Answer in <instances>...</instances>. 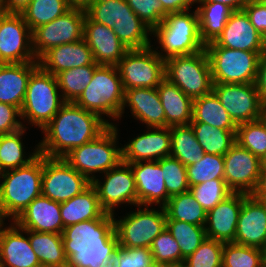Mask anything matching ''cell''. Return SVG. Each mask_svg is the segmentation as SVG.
<instances>
[{"label":"cell","instance_id":"cell-24","mask_svg":"<svg viewBox=\"0 0 266 267\" xmlns=\"http://www.w3.org/2000/svg\"><path fill=\"white\" fill-rule=\"evenodd\" d=\"M132 169L138 205L164 207L168 202L163 170L158 161L128 163Z\"/></svg>","mask_w":266,"mask_h":267},{"label":"cell","instance_id":"cell-54","mask_svg":"<svg viewBox=\"0 0 266 267\" xmlns=\"http://www.w3.org/2000/svg\"><path fill=\"white\" fill-rule=\"evenodd\" d=\"M254 84L259 92L260 99L264 104H266V51L260 57Z\"/></svg>","mask_w":266,"mask_h":267},{"label":"cell","instance_id":"cell-17","mask_svg":"<svg viewBox=\"0 0 266 267\" xmlns=\"http://www.w3.org/2000/svg\"><path fill=\"white\" fill-rule=\"evenodd\" d=\"M224 157V180L233 192L251 194L258 183L261 160L235 143Z\"/></svg>","mask_w":266,"mask_h":267},{"label":"cell","instance_id":"cell-62","mask_svg":"<svg viewBox=\"0 0 266 267\" xmlns=\"http://www.w3.org/2000/svg\"><path fill=\"white\" fill-rule=\"evenodd\" d=\"M146 267H160V263L153 260L151 263H149Z\"/></svg>","mask_w":266,"mask_h":267},{"label":"cell","instance_id":"cell-30","mask_svg":"<svg viewBox=\"0 0 266 267\" xmlns=\"http://www.w3.org/2000/svg\"><path fill=\"white\" fill-rule=\"evenodd\" d=\"M64 228L81 221L105 217L108 213L101 207L95 187L90 184L80 194L60 203Z\"/></svg>","mask_w":266,"mask_h":267},{"label":"cell","instance_id":"cell-11","mask_svg":"<svg viewBox=\"0 0 266 267\" xmlns=\"http://www.w3.org/2000/svg\"><path fill=\"white\" fill-rule=\"evenodd\" d=\"M153 47L152 44L143 49H129L117 63L124 90L157 88L165 79V60Z\"/></svg>","mask_w":266,"mask_h":267},{"label":"cell","instance_id":"cell-64","mask_svg":"<svg viewBox=\"0 0 266 267\" xmlns=\"http://www.w3.org/2000/svg\"><path fill=\"white\" fill-rule=\"evenodd\" d=\"M4 13L3 6H2V0H0V15Z\"/></svg>","mask_w":266,"mask_h":267},{"label":"cell","instance_id":"cell-25","mask_svg":"<svg viewBox=\"0 0 266 267\" xmlns=\"http://www.w3.org/2000/svg\"><path fill=\"white\" fill-rule=\"evenodd\" d=\"M23 230L62 234L60 203L43 195L35 198L13 221Z\"/></svg>","mask_w":266,"mask_h":267},{"label":"cell","instance_id":"cell-6","mask_svg":"<svg viewBox=\"0 0 266 267\" xmlns=\"http://www.w3.org/2000/svg\"><path fill=\"white\" fill-rule=\"evenodd\" d=\"M117 125H109L92 141L72 149L63 158L90 182L122 161Z\"/></svg>","mask_w":266,"mask_h":267},{"label":"cell","instance_id":"cell-67","mask_svg":"<svg viewBox=\"0 0 266 267\" xmlns=\"http://www.w3.org/2000/svg\"><path fill=\"white\" fill-rule=\"evenodd\" d=\"M263 43H264V47L266 49V34L263 36Z\"/></svg>","mask_w":266,"mask_h":267},{"label":"cell","instance_id":"cell-66","mask_svg":"<svg viewBox=\"0 0 266 267\" xmlns=\"http://www.w3.org/2000/svg\"><path fill=\"white\" fill-rule=\"evenodd\" d=\"M105 267H116V264L114 263V262H111V263H109L107 266H105Z\"/></svg>","mask_w":266,"mask_h":267},{"label":"cell","instance_id":"cell-28","mask_svg":"<svg viewBox=\"0 0 266 267\" xmlns=\"http://www.w3.org/2000/svg\"><path fill=\"white\" fill-rule=\"evenodd\" d=\"M39 67L38 61L0 63V102L22 108L31 74Z\"/></svg>","mask_w":266,"mask_h":267},{"label":"cell","instance_id":"cell-27","mask_svg":"<svg viewBox=\"0 0 266 267\" xmlns=\"http://www.w3.org/2000/svg\"><path fill=\"white\" fill-rule=\"evenodd\" d=\"M39 66L46 72L57 76L60 72L95 63L91 49L84 39L79 42L55 46L39 59Z\"/></svg>","mask_w":266,"mask_h":267},{"label":"cell","instance_id":"cell-21","mask_svg":"<svg viewBox=\"0 0 266 267\" xmlns=\"http://www.w3.org/2000/svg\"><path fill=\"white\" fill-rule=\"evenodd\" d=\"M83 39L98 65L116 66L129 50L112 28L92 21L87 15L84 20Z\"/></svg>","mask_w":266,"mask_h":267},{"label":"cell","instance_id":"cell-2","mask_svg":"<svg viewBox=\"0 0 266 267\" xmlns=\"http://www.w3.org/2000/svg\"><path fill=\"white\" fill-rule=\"evenodd\" d=\"M109 124L98 114L74 102H65L41 130L39 152L49 158H63L72 149L95 139Z\"/></svg>","mask_w":266,"mask_h":267},{"label":"cell","instance_id":"cell-68","mask_svg":"<svg viewBox=\"0 0 266 267\" xmlns=\"http://www.w3.org/2000/svg\"><path fill=\"white\" fill-rule=\"evenodd\" d=\"M259 1L262 5L266 6V0H257Z\"/></svg>","mask_w":266,"mask_h":267},{"label":"cell","instance_id":"cell-15","mask_svg":"<svg viewBox=\"0 0 266 267\" xmlns=\"http://www.w3.org/2000/svg\"><path fill=\"white\" fill-rule=\"evenodd\" d=\"M38 61L32 50V31L21 14L0 15V63Z\"/></svg>","mask_w":266,"mask_h":267},{"label":"cell","instance_id":"cell-36","mask_svg":"<svg viewBox=\"0 0 266 267\" xmlns=\"http://www.w3.org/2000/svg\"><path fill=\"white\" fill-rule=\"evenodd\" d=\"M164 209L167 215L166 219L205 226L207 212L194 198L190 190L170 197Z\"/></svg>","mask_w":266,"mask_h":267},{"label":"cell","instance_id":"cell-38","mask_svg":"<svg viewBox=\"0 0 266 267\" xmlns=\"http://www.w3.org/2000/svg\"><path fill=\"white\" fill-rule=\"evenodd\" d=\"M112 29L128 49H143L152 45V29L139 17H122Z\"/></svg>","mask_w":266,"mask_h":267},{"label":"cell","instance_id":"cell-22","mask_svg":"<svg viewBox=\"0 0 266 267\" xmlns=\"http://www.w3.org/2000/svg\"><path fill=\"white\" fill-rule=\"evenodd\" d=\"M234 243L260 249L266 247V202L251 194L243 200Z\"/></svg>","mask_w":266,"mask_h":267},{"label":"cell","instance_id":"cell-13","mask_svg":"<svg viewBox=\"0 0 266 267\" xmlns=\"http://www.w3.org/2000/svg\"><path fill=\"white\" fill-rule=\"evenodd\" d=\"M91 182L64 158L43 155L42 195L58 203L80 194Z\"/></svg>","mask_w":266,"mask_h":267},{"label":"cell","instance_id":"cell-58","mask_svg":"<svg viewBox=\"0 0 266 267\" xmlns=\"http://www.w3.org/2000/svg\"><path fill=\"white\" fill-rule=\"evenodd\" d=\"M251 0H200V2H218L229 6L233 11L243 10Z\"/></svg>","mask_w":266,"mask_h":267},{"label":"cell","instance_id":"cell-48","mask_svg":"<svg viewBox=\"0 0 266 267\" xmlns=\"http://www.w3.org/2000/svg\"><path fill=\"white\" fill-rule=\"evenodd\" d=\"M224 242L205 238L201 245L184 259L185 267H222Z\"/></svg>","mask_w":266,"mask_h":267},{"label":"cell","instance_id":"cell-16","mask_svg":"<svg viewBox=\"0 0 266 267\" xmlns=\"http://www.w3.org/2000/svg\"><path fill=\"white\" fill-rule=\"evenodd\" d=\"M213 92L236 125L261 118L264 103L254 83H214Z\"/></svg>","mask_w":266,"mask_h":267},{"label":"cell","instance_id":"cell-63","mask_svg":"<svg viewBox=\"0 0 266 267\" xmlns=\"http://www.w3.org/2000/svg\"><path fill=\"white\" fill-rule=\"evenodd\" d=\"M262 168L261 170H266V157L261 160Z\"/></svg>","mask_w":266,"mask_h":267},{"label":"cell","instance_id":"cell-37","mask_svg":"<svg viewBox=\"0 0 266 267\" xmlns=\"http://www.w3.org/2000/svg\"><path fill=\"white\" fill-rule=\"evenodd\" d=\"M190 125L206 154L224 156L236 143V131L216 128L203 122H190Z\"/></svg>","mask_w":266,"mask_h":267},{"label":"cell","instance_id":"cell-42","mask_svg":"<svg viewBox=\"0 0 266 267\" xmlns=\"http://www.w3.org/2000/svg\"><path fill=\"white\" fill-rule=\"evenodd\" d=\"M85 12L92 21L109 28L122 17H138L126 0H96Z\"/></svg>","mask_w":266,"mask_h":267},{"label":"cell","instance_id":"cell-10","mask_svg":"<svg viewBox=\"0 0 266 267\" xmlns=\"http://www.w3.org/2000/svg\"><path fill=\"white\" fill-rule=\"evenodd\" d=\"M213 83H255L260 55L219 45H205Z\"/></svg>","mask_w":266,"mask_h":267},{"label":"cell","instance_id":"cell-7","mask_svg":"<svg viewBox=\"0 0 266 267\" xmlns=\"http://www.w3.org/2000/svg\"><path fill=\"white\" fill-rule=\"evenodd\" d=\"M59 92L57 77L39 66L28 82L20 109L21 121L42 130L65 103Z\"/></svg>","mask_w":266,"mask_h":267},{"label":"cell","instance_id":"cell-40","mask_svg":"<svg viewBox=\"0 0 266 267\" xmlns=\"http://www.w3.org/2000/svg\"><path fill=\"white\" fill-rule=\"evenodd\" d=\"M166 229L177 241L181 250V263L205 240L204 226L189 224L175 219H166Z\"/></svg>","mask_w":266,"mask_h":267},{"label":"cell","instance_id":"cell-46","mask_svg":"<svg viewBox=\"0 0 266 267\" xmlns=\"http://www.w3.org/2000/svg\"><path fill=\"white\" fill-rule=\"evenodd\" d=\"M157 161L163 170L168 199L189 190L187 169L180 160L168 156Z\"/></svg>","mask_w":266,"mask_h":267},{"label":"cell","instance_id":"cell-43","mask_svg":"<svg viewBox=\"0 0 266 267\" xmlns=\"http://www.w3.org/2000/svg\"><path fill=\"white\" fill-rule=\"evenodd\" d=\"M235 139L260 160L266 157V123L262 118L237 125Z\"/></svg>","mask_w":266,"mask_h":267},{"label":"cell","instance_id":"cell-20","mask_svg":"<svg viewBox=\"0 0 266 267\" xmlns=\"http://www.w3.org/2000/svg\"><path fill=\"white\" fill-rule=\"evenodd\" d=\"M207 45L257 52L260 56L266 51L263 37L251 24L244 10L233 11L221 34L214 42Z\"/></svg>","mask_w":266,"mask_h":267},{"label":"cell","instance_id":"cell-1","mask_svg":"<svg viewBox=\"0 0 266 267\" xmlns=\"http://www.w3.org/2000/svg\"><path fill=\"white\" fill-rule=\"evenodd\" d=\"M62 241L66 267L107 266L119 246L113 214L65 227Z\"/></svg>","mask_w":266,"mask_h":267},{"label":"cell","instance_id":"cell-50","mask_svg":"<svg viewBox=\"0 0 266 267\" xmlns=\"http://www.w3.org/2000/svg\"><path fill=\"white\" fill-rule=\"evenodd\" d=\"M127 2L134 13L152 30L168 14L159 0H127Z\"/></svg>","mask_w":266,"mask_h":267},{"label":"cell","instance_id":"cell-47","mask_svg":"<svg viewBox=\"0 0 266 267\" xmlns=\"http://www.w3.org/2000/svg\"><path fill=\"white\" fill-rule=\"evenodd\" d=\"M194 198L209 212L219 202L226 199L233 191L227 186L224 179L209 180L189 187Z\"/></svg>","mask_w":266,"mask_h":267},{"label":"cell","instance_id":"cell-35","mask_svg":"<svg viewBox=\"0 0 266 267\" xmlns=\"http://www.w3.org/2000/svg\"><path fill=\"white\" fill-rule=\"evenodd\" d=\"M171 157L180 160L185 166L199 161L205 154L196 139L191 125L170 127Z\"/></svg>","mask_w":266,"mask_h":267},{"label":"cell","instance_id":"cell-33","mask_svg":"<svg viewBox=\"0 0 266 267\" xmlns=\"http://www.w3.org/2000/svg\"><path fill=\"white\" fill-rule=\"evenodd\" d=\"M203 122L216 128L236 131L237 125L230 118L216 94H209L193 99L192 121Z\"/></svg>","mask_w":266,"mask_h":267},{"label":"cell","instance_id":"cell-60","mask_svg":"<svg viewBox=\"0 0 266 267\" xmlns=\"http://www.w3.org/2000/svg\"><path fill=\"white\" fill-rule=\"evenodd\" d=\"M160 267H185V266L184 263H165V264L160 263Z\"/></svg>","mask_w":266,"mask_h":267},{"label":"cell","instance_id":"cell-8","mask_svg":"<svg viewBox=\"0 0 266 267\" xmlns=\"http://www.w3.org/2000/svg\"><path fill=\"white\" fill-rule=\"evenodd\" d=\"M137 210L115 218L114 225L118 243L121 247L150 248L154 239L166 228V212L164 207L137 205ZM150 207V208H149Z\"/></svg>","mask_w":266,"mask_h":267},{"label":"cell","instance_id":"cell-31","mask_svg":"<svg viewBox=\"0 0 266 267\" xmlns=\"http://www.w3.org/2000/svg\"><path fill=\"white\" fill-rule=\"evenodd\" d=\"M42 267H66L62 234L24 230Z\"/></svg>","mask_w":266,"mask_h":267},{"label":"cell","instance_id":"cell-65","mask_svg":"<svg viewBox=\"0 0 266 267\" xmlns=\"http://www.w3.org/2000/svg\"><path fill=\"white\" fill-rule=\"evenodd\" d=\"M264 251V267H266V247L263 249Z\"/></svg>","mask_w":266,"mask_h":267},{"label":"cell","instance_id":"cell-18","mask_svg":"<svg viewBox=\"0 0 266 267\" xmlns=\"http://www.w3.org/2000/svg\"><path fill=\"white\" fill-rule=\"evenodd\" d=\"M146 131L121 146L123 162L157 161L170 156V127H147Z\"/></svg>","mask_w":266,"mask_h":267},{"label":"cell","instance_id":"cell-26","mask_svg":"<svg viewBox=\"0 0 266 267\" xmlns=\"http://www.w3.org/2000/svg\"><path fill=\"white\" fill-rule=\"evenodd\" d=\"M126 107L129 108L131 116L146 124V127H166L165 112L157 88L125 90L120 120L124 116Z\"/></svg>","mask_w":266,"mask_h":267},{"label":"cell","instance_id":"cell-19","mask_svg":"<svg viewBox=\"0 0 266 267\" xmlns=\"http://www.w3.org/2000/svg\"><path fill=\"white\" fill-rule=\"evenodd\" d=\"M10 223L7 226L0 221V267H42L28 234L13 221Z\"/></svg>","mask_w":266,"mask_h":267},{"label":"cell","instance_id":"cell-9","mask_svg":"<svg viewBox=\"0 0 266 267\" xmlns=\"http://www.w3.org/2000/svg\"><path fill=\"white\" fill-rule=\"evenodd\" d=\"M165 78L192 99L213 91L210 62L206 50L165 60Z\"/></svg>","mask_w":266,"mask_h":267},{"label":"cell","instance_id":"cell-55","mask_svg":"<svg viewBox=\"0 0 266 267\" xmlns=\"http://www.w3.org/2000/svg\"><path fill=\"white\" fill-rule=\"evenodd\" d=\"M162 4V8L167 13H175L187 11L194 6V4H198L200 0H159Z\"/></svg>","mask_w":266,"mask_h":267},{"label":"cell","instance_id":"cell-59","mask_svg":"<svg viewBox=\"0 0 266 267\" xmlns=\"http://www.w3.org/2000/svg\"><path fill=\"white\" fill-rule=\"evenodd\" d=\"M96 0H67L70 8L86 11Z\"/></svg>","mask_w":266,"mask_h":267},{"label":"cell","instance_id":"cell-23","mask_svg":"<svg viewBox=\"0 0 266 267\" xmlns=\"http://www.w3.org/2000/svg\"><path fill=\"white\" fill-rule=\"evenodd\" d=\"M249 194L233 192L207 212L205 231L206 237L224 243L234 242L238 216L243 200Z\"/></svg>","mask_w":266,"mask_h":267},{"label":"cell","instance_id":"cell-61","mask_svg":"<svg viewBox=\"0 0 266 267\" xmlns=\"http://www.w3.org/2000/svg\"><path fill=\"white\" fill-rule=\"evenodd\" d=\"M261 118L266 123V104L263 106Z\"/></svg>","mask_w":266,"mask_h":267},{"label":"cell","instance_id":"cell-56","mask_svg":"<svg viewBox=\"0 0 266 267\" xmlns=\"http://www.w3.org/2000/svg\"><path fill=\"white\" fill-rule=\"evenodd\" d=\"M31 2V0H2L4 13L20 14Z\"/></svg>","mask_w":266,"mask_h":267},{"label":"cell","instance_id":"cell-39","mask_svg":"<svg viewBox=\"0 0 266 267\" xmlns=\"http://www.w3.org/2000/svg\"><path fill=\"white\" fill-rule=\"evenodd\" d=\"M71 8L67 0H31L20 13L31 31L62 16Z\"/></svg>","mask_w":266,"mask_h":267},{"label":"cell","instance_id":"cell-5","mask_svg":"<svg viewBox=\"0 0 266 267\" xmlns=\"http://www.w3.org/2000/svg\"><path fill=\"white\" fill-rule=\"evenodd\" d=\"M125 90L118 69L113 65H98L91 82L74 101L81 108L98 114L109 125L120 120V112L124 103ZM107 119L105 118V116Z\"/></svg>","mask_w":266,"mask_h":267},{"label":"cell","instance_id":"cell-45","mask_svg":"<svg viewBox=\"0 0 266 267\" xmlns=\"http://www.w3.org/2000/svg\"><path fill=\"white\" fill-rule=\"evenodd\" d=\"M189 187L214 179H224V157L204 154L191 165L186 166Z\"/></svg>","mask_w":266,"mask_h":267},{"label":"cell","instance_id":"cell-53","mask_svg":"<svg viewBox=\"0 0 266 267\" xmlns=\"http://www.w3.org/2000/svg\"><path fill=\"white\" fill-rule=\"evenodd\" d=\"M243 10L246 12L251 24L263 37L266 34V6L257 0H251Z\"/></svg>","mask_w":266,"mask_h":267},{"label":"cell","instance_id":"cell-49","mask_svg":"<svg viewBox=\"0 0 266 267\" xmlns=\"http://www.w3.org/2000/svg\"><path fill=\"white\" fill-rule=\"evenodd\" d=\"M150 249L158 263H181L180 247L166 228L154 239Z\"/></svg>","mask_w":266,"mask_h":267},{"label":"cell","instance_id":"cell-3","mask_svg":"<svg viewBox=\"0 0 266 267\" xmlns=\"http://www.w3.org/2000/svg\"><path fill=\"white\" fill-rule=\"evenodd\" d=\"M43 155L29 164L0 173V221H14L37 197L42 195Z\"/></svg>","mask_w":266,"mask_h":267},{"label":"cell","instance_id":"cell-44","mask_svg":"<svg viewBox=\"0 0 266 267\" xmlns=\"http://www.w3.org/2000/svg\"><path fill=\"white\" fill-rule=\"evenodd\" d=\"M222 267H264V251L234 242L224 243Z\"/></svg>","mask_w":266,"mask_h":267},{"label":"cell","instance_id":"cell-41","mask_svg":"<svg viewBox=\"0 0 266 267\" xmlns=\"http://www.w3.org/2000/svg\"><path fill=\"white\" fill-rule=\"evenodd\" d=\"M98 65H86L60 72L56 77L65 102H74L91 82Z\"/></svg>","mask_w":266,"mask_h":267},{"label":"cell","instance_id":"cell-4","mask_svg":"<svg viewBox=\"0 0 266 267\" xmlns=\"http://www.w3.org/2000/svg\"><path fill=\"white\" fill-rule=\"evenodd\" d=\"M160 58L166 60L173 56L190 55L205 49L200 37L197 10L168 13L163 21L152 30ZM161 47V48H160ZM160 48V50H158Z\"/></svg>","mask_w":266,"mask_h":267},{"label":"cell","instance_id":"cell-52","mask_svg":"<svg viewBox=\"0 0 266 267\" xmlns=\"http://www.w3.org/2000/svg\"><path fill=\"white\" fill-rule=\"evenodd\" d=\"M20 120L21 113L17 107L0 102V135L11 134L26 127Z\"/></svg>","mask_w":266,"mask_h":267},{"label":"cell","instance_id":"cell-29","mask_svg":"<svg viewBox=\"0 0 266 267\" xmlns=\"http://www.w3.org/2000/svg\"><path fill=\"white\" fill-rule=\"evenodd\" d=\"M157 90L165 112L166 127L189 125L192 121L193 99L166 78Z\"/></svg>","mask_w":266,"mask_h":267},{"label":"cell","instance_id":"cell-12","mask_svg":"<svg viewBox=\"0 0 266 267\" xmlns=\"http://www.w3.org/2000/svg\"><path fill=\"white\" fill-rule=\"evenodd\" d=\"M85 17L84 10L71 8L62 16L35 28L32 31V50L36 59L52 47L83 39Z\"/></svg>","mask_w":266,"mask_h":267},{"label":"cell","instance_id":"cell-34","mask_svg":"<svg viewBox=\"0 0 266 267\" xmlns=\"http://www.w3.org/2000/svg\"><path fill=\"white\" fill-rule=\"evenodd\" d=\"M196 10L199 17L200 37L205 45L217 39L233 12L229 6L218 2H199Z\"/></svg>","mask_w":266,"mask_h":267},{"label":"cell","instance_id":"cell-32","mask_svg":"<svg viewBox=\"0 0 266 267\" xmlns=\"http://www.w3.org/2000/svg\"><path fill=\"white\" fill-rule=\"evenodd\" d=\"M27 128L24 127L11 134L0 135V173L25 166L40 154L39 144L34 147L32 153L26 154L22 136L26 133Z\"/></svg>","mask_w":266,"mask_h":267},{"label":"cell","instance_id":"cell-14","mask_svg":"<svg viewBox=\"0 0 266 267\" xmlns=\"http://www.w3.org/2000/svg\"><path fill=\"white\" fill-rule=\"evenodd\" d=\"M96 177L91 184L95 187L101 207L110 214L122 204L138 205V196L132 169L121 161L116 167ZM104 177V178H103Z\"/></svg>","mask_w":266,"mask_h":267},{"label":"cell","instance_id":"cell-57","mask_svg":"<svg viewBox=\"0 0 266 267\" xmlns=\"http://www.w3.org/2000/svg\"><path fill=\"white\" fill-rule=\"evenodd\" d=\"M251 195L260 201L266 202V170H261L255 190Z\"/></svg>","mask_w":266,"mask_h":267},{"label":"cell","instance_id":"cell-51","mask_svg":"<svg viewBox=\"0 0 266 267\" xmlns=\"http://www.w3.org/2000/svg\"><path fill=\"white\" fill-rule=\"evenodd\" d=\"M153 261L150 248L117 247L113 262L116 267H146Z\"/></svg>","mask_w":266,"mask_h":267}]
</instances>
